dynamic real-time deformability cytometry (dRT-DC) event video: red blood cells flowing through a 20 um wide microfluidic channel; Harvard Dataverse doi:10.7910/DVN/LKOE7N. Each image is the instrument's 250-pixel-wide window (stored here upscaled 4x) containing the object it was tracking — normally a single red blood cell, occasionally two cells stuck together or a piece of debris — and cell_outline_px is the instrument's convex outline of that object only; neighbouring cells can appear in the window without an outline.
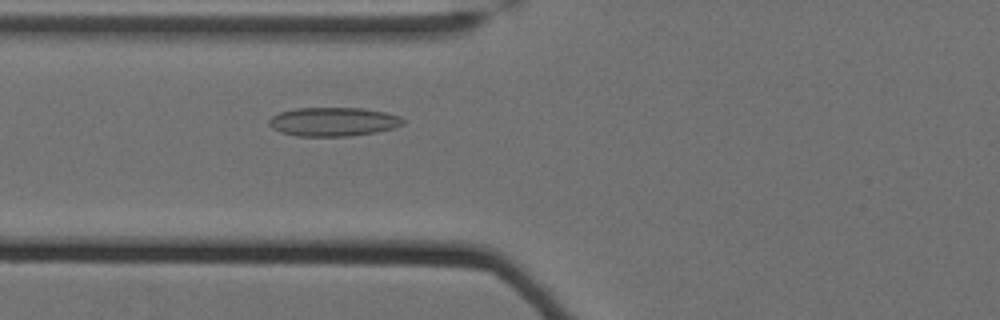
{"species": "Egyptian fruit bat (a non-hibernating species)", "species_latin": "Rousettus aegyptiacus", "temperature_condition": "cold", "stored_images_in_passage": 48, "camera_frame_rate_fps": 3000, "um_per_image_px": 0.085, "animal": {"sex": "female"}, "frame": {"image": 1, "passage_image": 13, "time_ms": 4.0, "image_size_px": [1000, 320], "cell_outline_px": [[404, 124], [396, 128], [376, 132], [348, 136], [296, 136], [280, 132], [272, 128], [268, 124], [268, 120], [272, 116], [280, 112], [296, 108], [364, 108], [384, 112], [400, 116], [404, 120]], "centroid_in_image_um": [28.33, 10.35], "position_along_channel_um": 97.5, "area_um2": 22.66}}
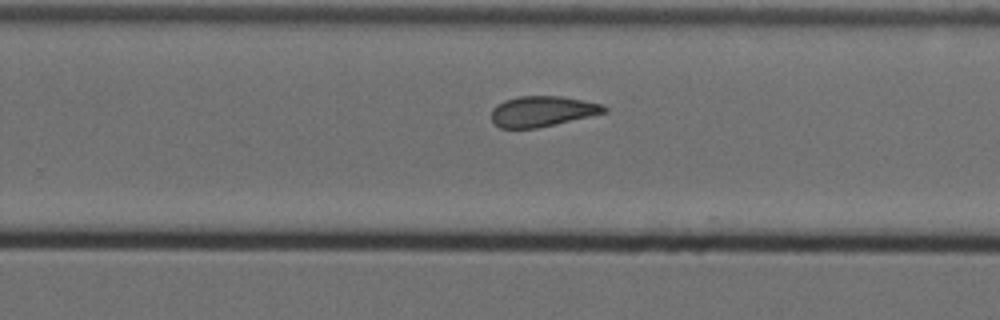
{"frame": {"image": 2, "passage_image": 29, "time_ms": 9.333, "image_size_px": [1000, 320], "cell_outline_px": [[608, 112], [536, 128], [500, 128], [492, 120], [492, 108], [496, 104], [504, 100], [520, 96], [560, 96], [584, 100], [604, 104], [608, 108]], "centroid_in_image_um": [46.11, 9.45], "position_along_channel_um": 283.7, "area_um2": 20.06}}
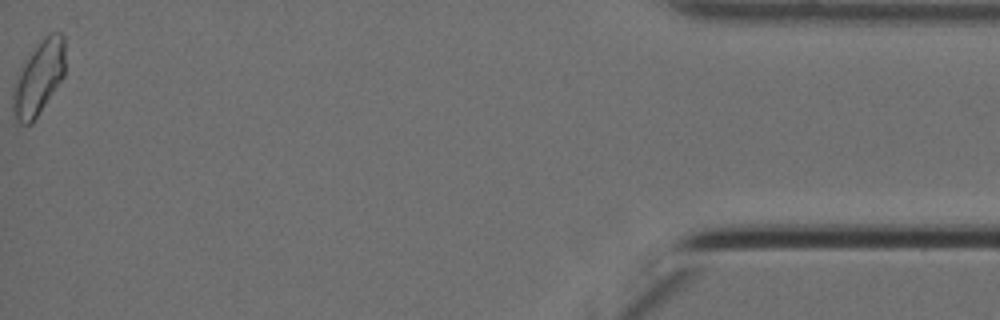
{"frame": {"image": 3, "passage_image": 48, "time_ms": 15.667, "image_size_px": [1000, 320], "cell_outline_px": [[64, 76], [32, 124], [20, 124], [16, 120], [12, 112], [12, 88], [20, 64], [40, 40], [48, 32], [60, 32], [64, 36]], "centroid_in_image_um": [3.25, 6.61], "position_along_channel_um": 432.0, "area_um2": 23.0}, "authors_computed_cell_mechanics": {"area_um2": 20.7791, "velocity_mm_per_s": 3.4854, "shape_relaxation_time_tau1_ms": null, "shape_relaxation_time_tau2_ms": 2.6425, "deformation_change_tau1": null, "deformation_change_tau2": 0.0992}}